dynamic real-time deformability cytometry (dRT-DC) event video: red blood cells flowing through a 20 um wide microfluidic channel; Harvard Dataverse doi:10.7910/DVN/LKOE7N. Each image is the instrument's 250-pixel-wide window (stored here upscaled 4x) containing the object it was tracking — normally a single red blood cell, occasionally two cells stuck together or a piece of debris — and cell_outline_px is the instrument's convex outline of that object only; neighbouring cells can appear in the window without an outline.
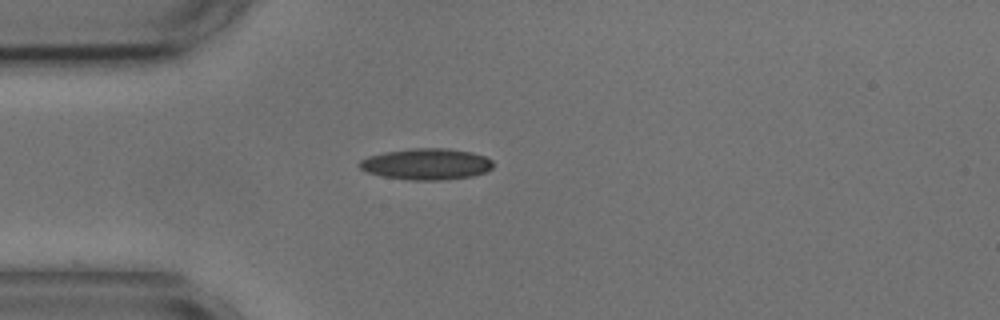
{"species": "common noctule bat (a hibernating species)", "species_latin": "Nyctalus noctula", "temperature_condition": "cold", "stored_images_in_passage": 41, "camera_frame_rate_fps": 3000, "um_per_image_px": 0.085, "animal": {"sex": "male", "body_mass_g": 17.9, "forearm_length_mm": 54.2}, "frame": {"image": 1, "passage_image": 1, "time_ms": 0.0, "image_size_px": [1000, 320], "cell_outline_px": [[492, 168], [484, 172], [472, 176], [440, 180], [408, 180], [384, 176], [368, 172], [360, 168], [356, 164], [360, 160], [368, 156], [384, 152], [412, 148], [448, 148], [472, 152], [484, 156], [492, 160]], "centroid_in_image_um": [36.22, 13.94], "position_along_channel_um": 48.8, "area_um2": 24.33}}
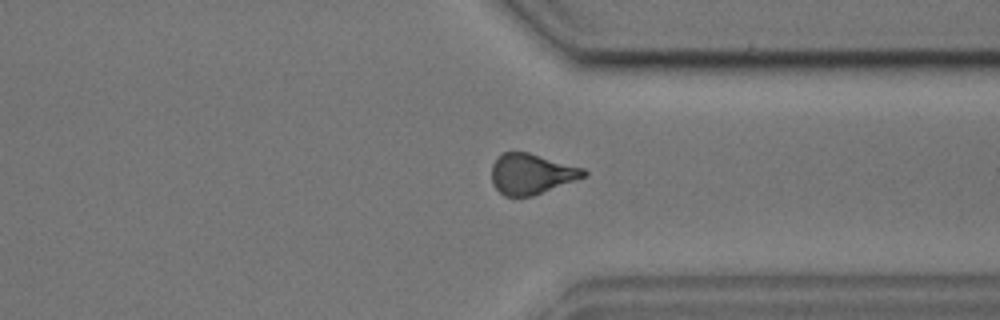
{"frame": {"image": 2, "passage_image": 28, "time_ms": 9.0, "image_size_px": [1000, 320], "cell_outline_px": [[588, 176], [532, 196], [504, 196], [492, 184], [492, 164], [504, 152], [528, 152], [584, 168], [588, 172]], "centroid_in_image_um": [45.2, 14.78], "position_along_channel_um": 366.2, "area_um2": 21.68}}
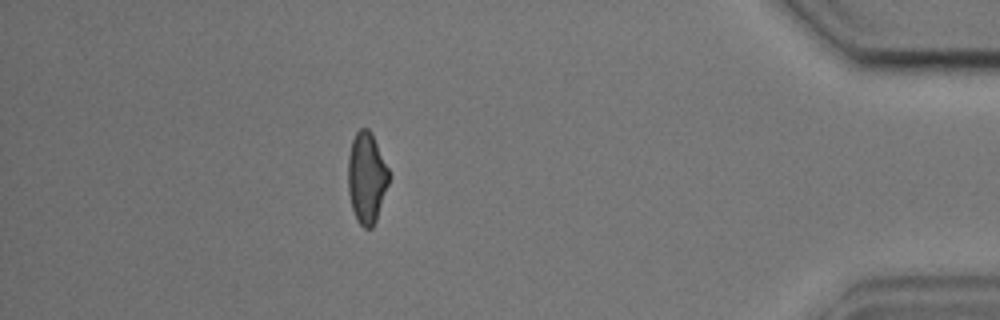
{"frame": {"image": 3, "passage_image": 35, "time_ms": 11.333, "image_size_px": [1000, 320], "cell_outline_px": [[388, 184], [376, 220], [372, 228], [364, 228], [356, 220], [352, 208], [348, 192], [348, 156], [352, 140], [356, 132], [360, 128], [368, 128], [372, 132], [388, 168]], "centroid_in_image_um": [31.14, 15.09], "position_along_channel_um": 404.1, "area_um2": 21.62}, "authors_computed_cell_mechanics": {"area_um2": 22.5998, "velocity_mm_per_s": 3.6428, "shape_relaxation_time_tau1_ms": 3.9326, "shape_relaxation_time_tau2_ms": 2.3873, "deformation_change_tau1": 0.1351, "deformation_change_tau2": 0.0856}}